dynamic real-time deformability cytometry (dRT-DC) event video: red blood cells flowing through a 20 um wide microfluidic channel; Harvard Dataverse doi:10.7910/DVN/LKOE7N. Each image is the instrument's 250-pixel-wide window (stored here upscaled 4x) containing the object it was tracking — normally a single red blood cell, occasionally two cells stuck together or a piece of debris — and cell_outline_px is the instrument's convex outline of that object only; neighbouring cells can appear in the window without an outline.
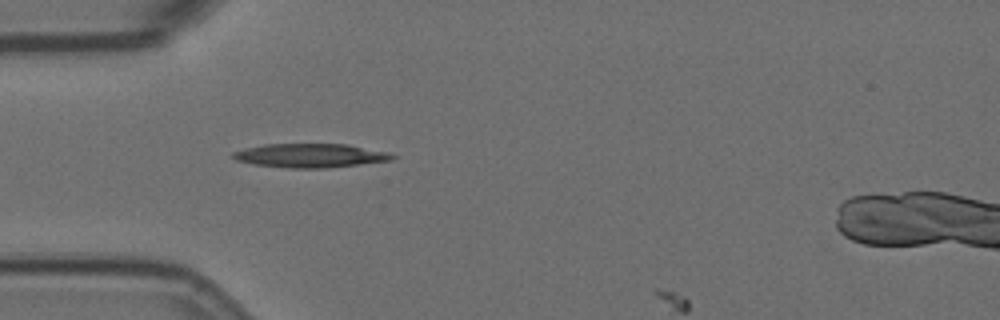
{"species": "Egyptian fruit bat (a non-hibernating species)", "species_latin": "Rousettus aegyptiacus", "temperature_condition": "room temperature", "stored_images_in_passage": 2, "camera_frame_rate_fps": 3000, "um_per_image_px": 0.085, "animal": {"sex": "female"}, "frame": {"image": 1, "passage_image": 1, "time_ms": 0.0, "image_size_px": [1000, 320], "cell_outline_px": [[396, 156], [392, 160], [324, 168], [292, 168], [256, 164], [236, 160], [232, 156], [232, 152], [244, 148], [264, 144], [348, 144], [388, 152]], "centroid_in_image_um": [26.37, 13.21], "position_along_channel_um": 58.6, "area_um2": 21.96}}